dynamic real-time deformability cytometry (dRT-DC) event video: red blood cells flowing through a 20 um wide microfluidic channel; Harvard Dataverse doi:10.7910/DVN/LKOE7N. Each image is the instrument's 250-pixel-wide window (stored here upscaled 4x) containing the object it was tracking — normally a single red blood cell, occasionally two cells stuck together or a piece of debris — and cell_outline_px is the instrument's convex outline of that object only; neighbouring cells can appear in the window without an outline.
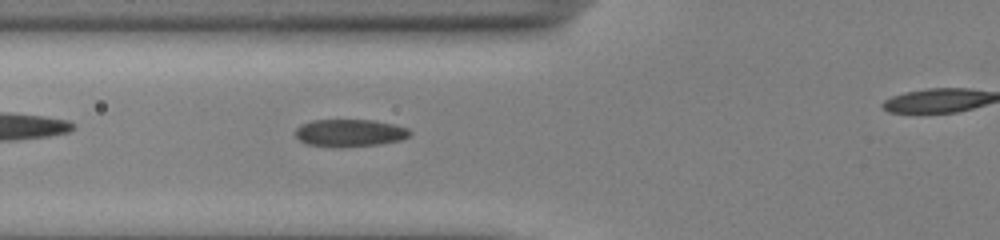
{"species": "common noctule bat (a hibernating species)", "species_latin": "Nyctalus noctula", "temperature_condition": "cold", "stored_images_in_passage": 25, "camera_frame_rate_fps": 3000, "um_per_image_px": 0.085, "animal": {"sex": "male", "body_mass_g": 13.0, "forearm_length_mm": 53.1}, "frame": {"image": 1, "passage_image": 6, "time_ms": 1.667, "image_size_px": [1000, 240], "cell_outline_px": [[412, 132], [408, 136], [400, 140], [380, 144], [308, 144], [300, 140], [296, 136], [296, 128], [300, 124], [312, 120], [372, 120], [392, 124], [408, 128]], "centroid_in_image_um": [29.75, 11.24], "position_along_channel_um": 96.0, "area_um2": 17.28}}
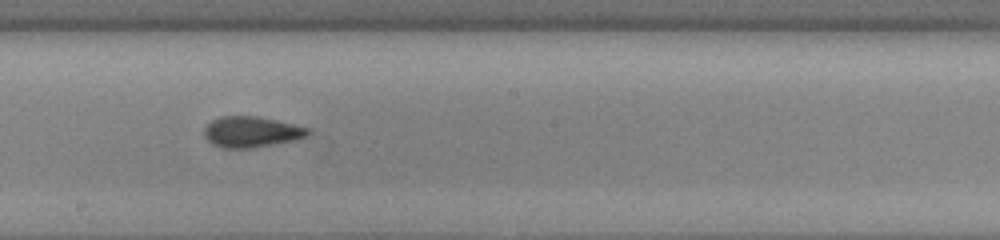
{"frame": {"image": 2, "passage_image": 16, "time_ms": 5.0, "image_size_px": [1000, 240], "cell_outline_px": [[312, 132], [296, 140], [252, 148], [224, 148], [212, 144], [204, 136], [204, 128], [212, 120], [220, 116], [256, 116], [276, 120], [312, 128]], "centroid_in_image_um": [21.39, 11.21], "position_along_channel_um": 226.8, "area_um2": 18.73}}
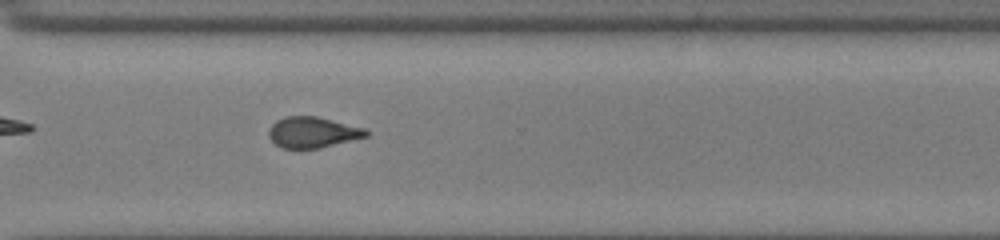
{"frame": {"image": 3, "passage_image": 25, "time_ms": 8.0, "image_size_px": [1000, 240], "cell_outline_px": [[368, 136], [320, 148], [280, 148], [268, 136], [268, 132], [272, 124], [276, 120], [284, 116], [316, 116], [364, 128], [368, 132]], "centroid_in_image_um": [26.54, 11.24], "position_along_channel_um": 344.1, "area_um2": 17.4}}